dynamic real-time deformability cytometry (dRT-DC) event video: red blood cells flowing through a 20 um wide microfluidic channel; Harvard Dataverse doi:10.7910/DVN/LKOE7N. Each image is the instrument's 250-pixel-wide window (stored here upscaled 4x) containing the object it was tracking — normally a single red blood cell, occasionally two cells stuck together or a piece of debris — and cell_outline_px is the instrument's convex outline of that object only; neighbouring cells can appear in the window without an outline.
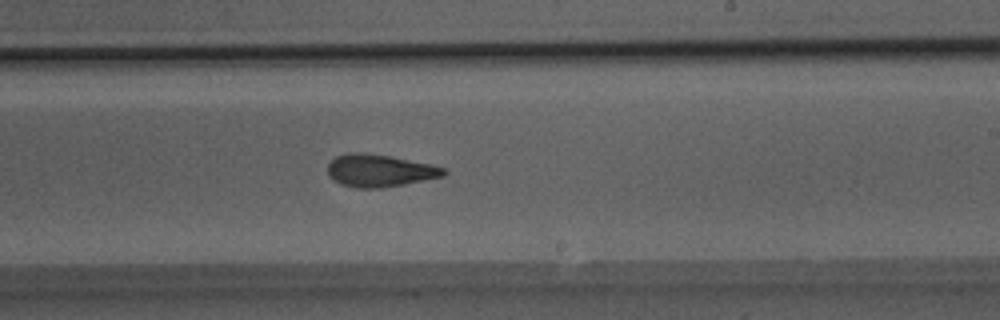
{"species": "Egyptian fruit bat (a non-hibernating species)", "species_latin": "Rousettus aegyptiacus", "temperature_condition": "room temperature", "stored_images_in_passage": 36, "camera_frame_rate_fps": 3000, "um_per_image_px": 0.085, "animal": {"sex": "male"}, "frame": {"image": 1, "passage_image": 16, "time_ms": 5.0, "image_size_px": [1000, 320], "cell_outline_px": [[448, 172], [444, 176], [404, 184], [380, 188], [356, 188], [340, 184], [328, 176], [328, 164], [336, 156], [348, 152], [364, 152], [388, 156], [432, 164], [444, 168]], "centroid_in_image_um": [32.25, 14.5], "position_along_channel_um": 256.7, "area_um2": 21.96}}
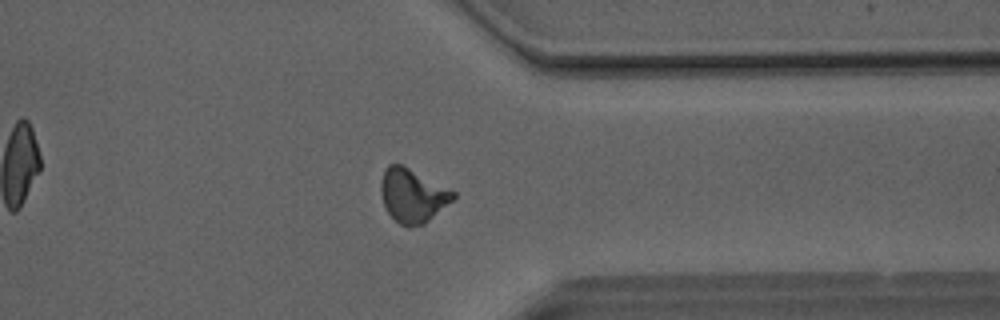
{"frame": {"image": 2, "passage_image": 25, "time_ms": 8.0, "image_size_px": [1000, 320], "cell_outline_px": [[456, 196], [452, 200], [424, 224], [408, 228], [400, 224], [388, 212], [384, 204], [380, 192], [380, 184], [384, 168], [388, 164], [400, 164], [456, 192]], "centroid_in_image_um": [35.04, 16.62], "position_along_channel_um": 376.4, "area_um2": 22.31}}
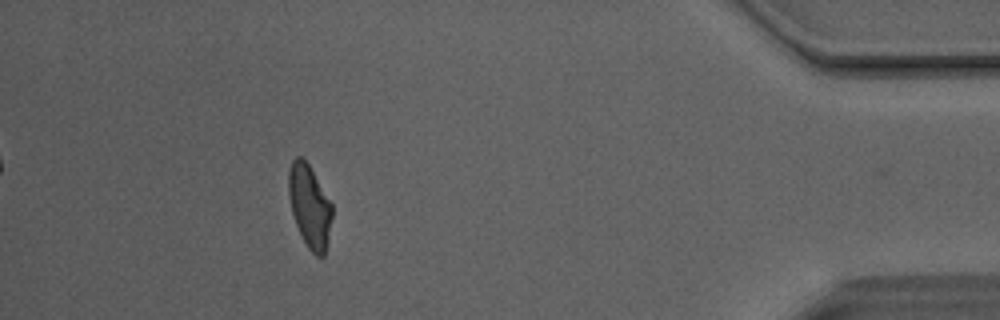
{"frame": {"image": 3, "passage_image": 31, "time_ms": 10.0, "image_size_px": [1000, 320], "cell_outline_px": [[332, 216], [328, 240], [324, 256], [316, 256], [308, 248], [296, 224], [292, 212], [288, 196], [288, 172], [292, 160], [296, 156], [300, 156], [308, 164], [332, 204]], "centroid_in_image_um": [26.3, 17.52], "position_along_channel_um": 408.9, "area_um2": 20.75}, "authors_computed_cell_mechanics": {"area_um2": 21.7328, "velocity_mm_per_s": 4.1214, "shape_relaxation_time_tau1_ms": 9.401, "shape_relaxation_time_tau2_ms": 2.4809, "deformation_change_tau1": 0.2321, "deformation_change_tau2": 0.1102}}